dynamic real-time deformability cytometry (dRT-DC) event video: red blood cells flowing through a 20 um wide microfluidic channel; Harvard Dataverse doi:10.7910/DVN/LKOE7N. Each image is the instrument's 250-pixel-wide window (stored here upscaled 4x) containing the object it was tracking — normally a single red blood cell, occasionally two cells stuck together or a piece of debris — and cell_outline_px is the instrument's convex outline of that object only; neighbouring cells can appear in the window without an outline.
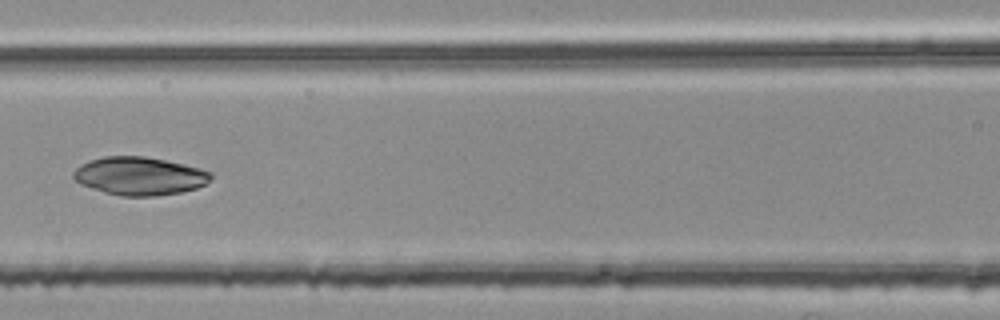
{"species": "common noctule bat (a hibernating species)", "species_latin": "Nyctalus noctula", "temperature_condition": "room temperature", "stored_images_in_passage": 6, "camera_frame_rate_fps": 3000, "um_per_image_px": 0.085, "animal": {"sex": "female", "body_mass_g": 25.1}, "frame": {"image": 1, "passage_image": 6, "time_ms": 1.667, "image_size_px": [1000, 320], "cell_outline_px": [[212, 176], [204, 184], [196, 188], [180, 192], [156, 196], [120, 196], [104, 192], [80, 184], [72, 176], [72, 172], [80, 164], [104, 156], [144, 156], [184, 164], [200, 168], [212, 172]], "centroid_in_image_um": [11.84, 14.96], "position_along_channel_um": 154.8, "area_um2": 30.46}}